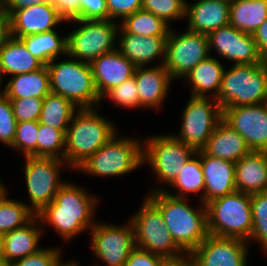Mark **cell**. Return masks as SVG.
<instances>
[{
	"mask_svg": "<svg viewBox=\"0 0 267 266\" xmlns=\"http://www.w3.org/2000/svg\"><path fill=\"white\" fill-rule=\"evenodd\" d=\"M98 199L85 189L65 182L54 200L47 204L39 213L41 226L51 224L56 232L65 240L73 238L84 230H90L95 223L92 219Z\"/></svg>",
	"mask_w": 267,
	"mask_h": 266,
	"instance_id": "6da1fadb",
	"label": "cell"
},
{
	"mask_svg": "<svg viewBox=\"0 0 267 266\" xmlns=\"http://www.w3.org/2000/svg\"><path fill=\"white\" fill-rule=\"evenodd\" d=\"M150 193L147 198L162 213L177 246L184 253H192L209 235L206 205L194 209L187 204V198L169 195L162 188H154Z\"/></svg>",
	"mask_w": 267,
	"mask_h": 266,
	"instance_id": "7a4b0ae2",
	"label": "cell"
},
{
	"mask_svg": "<svg viewBox=\"0 0 267 266\" xmlns=\"http://www.w3.org/2000/svg\"><path fill=\"white\" fill-rule=\"evenodd\" d=\"M65 135L64 161L76 170L117 132L95 108H81L74 113Z\"/></svg>",
	"mask_w": 267,
	"mask_h": 266,
	"instance_id": "3957f363",
	"label": "cell"
},
{
	"mask_svg": "<svg viewBox=\"0 0 267 266\" xmlns=\"http://www.w3.org/2000/svg\"><path fill=\"white\" fill-rule=\"evenodd\" d=\"M205 205L210 235L249 242L253 226L251 194L235 191Z\"/></svg>",
	"mask_w": 267,
	"mask_h": 266,
	"instance_id": "277c9868",
	"label": "cell"
},
{
	"mask_svg": "<svg viewBox=\"0 0 267 266\" xmlns=\"http://www.w3.org/2000/svg\"><path fill=\"white\" fill-rule=\"evenodd\" d=\"M226 107L267 102V70L262 63L233 65L224 69L220 91L215 99Z\"/></svg>",
	"mask_w": 267,
	"mask_h": 266,
	"instance_id": "5b68a950",
	"label": "cell"
},
{
	"mask_svg": "<svg viewBox=\"0 0 267 266\" xmlns=\"http://www.w3.org/2000/svg\"><path fill=\"white\" fill-rule=\"evenodd\" d=\"M46 66L49 71L50 92L70 100L78 109L94 108L100 100L89 63L73 58Z\"/></svg>",
	"mask_w": 267,
	"mask_h": 266,
	"instance_id": "8992f818",
	"label": "cell"
},
{
	"mask_svg": "<svg viewBox=\"0 0 267 266\" xmlns=\"http://www.w3.org/2000/svg\"><path fill=\"white\" fill-rule=\"evenodd\" d=\"M135 138L112 137L76 170L95 176H121L143 163V144Z\"/></svg>",
	"mask_w": 267,
	"mask_h": 266,
	"instance_id": "52a82bcc",
	"label": "cell"
},
{
	"mask_svg": "<svg viewBox=\"0 0 267 266\" xmlns=\"http://www.w3.org/2000/svg\"><path fill=\"white\" fill-rule=\"evenodd\" d=\"M80 27L67 35V55L91 63L102 54L116 49L114 43L120 24L114 20H74ZM115 44V45H114Z\"/></svg>",
	"mask_w": 267,
	"mask_h": 266,
	"instance_id": "ba28073f",
	"label": "cell"
},
{
	"mask_svg": "<svg viewBox=\"0 0 267 266\" xmlns=\"http://www.w3.org/2000/svg\"><path fill=\"white\" fill-rule=\"evenodd\" d=\"M130 221L134 228L136 247L163 258L184 253L173 240L162 213L147 197Z\"/></svg>",
	"mask_w": 267,
	"mask_h": 266,
	"instance_id": "9c48e42d",
	"label": "cell"
},
{
	"mask_svg": "<svg viewBox=\"0 0 267 266\" xmlns=\"http://www.w3.org/2000/svg\"><path fill=\"white\" fill-rule=\"evenodd\" d=\"M141 143L144 146L143 163L148 162L158 180L169 185L176 179L184 164L196 154L192 147L172 135L158 134L147 137Z\"/></svg>",
	"mask_w": 267,
	"mask_h": 266,
	"instance_id": "30bf717a",
	"label": "cell"
},
{
	"mask_svg": "<svg viewBox=\"0 0 267 266\" xmlns=\"http://www.w3.org/2000/svg\"><path fill=\"white\" fill-rule=\"evenodd\" d=\"M213 100L214 102H211L208 97L191 95L182 114L180 134L172 136L195 151L202 150L223 119L222 108L215 99Z\"/></svg>",
	"mask_w": 267,
	"mask_h": 266,
	"instance_id": "8fae6325",
	"label": "cell"
},
{
	"mask_svg": "<svg viewBox=\"0 0 267 266\" xmlns=\"http://www.w3.org/2000/svg\"><path fill=\"white\" fill-rule=\"evenodd\" d=\"M25 159L26 188L31 201L30 210L35 214L50 204L65 183L59 178L62 165L67 163L57 158L27 156Z\"/></svg>",
	"mask_w": 267,
	"mask_h": 266,
	"instance_id": "7c38bea8",
	"label": "cell"
},
{
	"mask_svg": "<svg viewBox=\"0 0 267 266\" xmlns=\"http://www.w3.org/2000/svg\"><path fill=\"white\" fill-rule=\"evenodd\" d=\"M206 34L186 30L178 34L170 30L166 40L164 67L172 79L184 78L202 60L210 56Z\"/></svg>",
	"mask_w": 267,
	"mask_h": 266,
	"instance_id": "4fadbf2b",
	"label": "cell"
},
{
	"mask_svg": "<svg viewBox=\"0 0 267 266\" xmlns=\"http://www.w3.org/2000/svg\"><path fill=\"white\" fill-rule=\"evenodd\" d=\"M90 232L94 255L106 266H124L136 247L131 221L124 226L96 222Z\"/></svg>",
	"mask_w": 267,
	"mask_h": 266,
	"instance_id": "5bb4252c",
	"label": "cell"
},
{
	"mask_svg": "<svg viewBox=\"0 0 267 266\" xmlns=\"http://www.w3.org/2000/svg\"><path fill=\"white\" fill-rule=\"evenodd\" d=\"M223 120L245 139L251 151L267 152V102L226 107Z\"/></svg>",
	"mask_w": 267,
	"mask_h": 266,
	"instance_id": "9a60e30c",
	"label": "cell"
},
{
	"mask_svg": "<svg viewBox=\"0 0 267 266\" xmlns=\"http://www.w3.org/2000/svg\"><path fill=\"white\" fill-rule=\"evenodd\" d=\"M209 50L215 48L219 56L234 61V65L262 63L253 34L244 33L232 25L220 27L208 35Z\"/></svg>",
	"mask_w": 267,
	"mask_h": 266,
	"instance_id": "2e32d148",
	"label": "cell"
},
{
	"mask_svg": "<svg viewBox=\"0 0 267 266\" xmlns=\"http://www.w3.org/2000/svg\"><path fill=\"white\" fill-rule=\"evenodd\" d=\"M248 242L240 238H207L192 252L198 266H247Z\"/></svg>",
	"mask_w": 267,
	"mask_h": 266,
	"instance_id": "e0dca14e",
	"label": "cell"
},
{
	"mask_svg": "<svg viewBox=\"0 0 267 266\" xmlns=\"http://www.w3.org/2000/svg\"><path fill=\"white\" fill-rule=\"evenodd\" d=\"M11 36L26 37L55 30V25L64 23L51 3L29 6L16 10L10 17Z\"/></svg>",
	"mask_w": 267,
	"mask_h": 266,
	"instance_id": "ac0fdd59",
	"label": "cell"
},
{
	"mask_svg": "<svg viewBox=\"0 0 267 266\" xmlns=\"http://www.w3.org/2000/svg\"><path fill=\"white\" fill-rule=\"evenodd\" d=\"M90 66L100 98L112 87L120 85L134 76L136 69V66L124 57L117 48L96 58L90 63Z\"/></svg>",
	"mask_w": 267,
	"mask_h": 266,
	"instance_id": "d6986e66",
	"label": "cell"
},
{
	"mask_svg": "<svg viewBox=\"0 0 267 266\" xmlns=\"http://www.w3.org/2000/svg\"><path fill=\"white\" fill-rule=\"evenodd\" d=\"M200 161L205 181L204 204L237 191L234 162L206 155L202 150Z\"/></svg>",
	"mask_w": 267,
	"mask_h": 266,
	"instance_id": "ffe728a7",
	"label": "cell"
},
{
	"mask_svg": "<svg viewBox=\"0 0 267 266\" xmlns=\"http://www.w3.org/2000/svg\"><path fill=\"white\" fill-rule=\"evenodd\" d=\"M185 16L188 30L208 35L229 24L230 3L222 0H198L186 2Z\"/></svg>",
	"mask_w": 267,
	"mask_h": 266,
	"instance_id": "44dd1931",
	"label": "cell"
},
{
	"mask_svg": "<svg viewBox=\"0 0 267 266\" xmlns=\"http://www.w3.org/2000/svg\"><path fill=\"white\" fill-rule=\"evenodd\" d=\"M134 76L139 95V107L160 108L173 80L164 64L136 67Z\"/></svg>",
	"mask_w": 267,
	"mask_h": 266,
	"instance_id": "7402d4cb",
	"label": "cell"
},
{
	"mask_svg": "<svg viewBox=\"0 0 267 266\" xmlns=\"http://www.w3.org/2000/svg\"><path fill=\"white\" fill-rule=\"evenodd\" d=\"M236 190L247 194L267 191V152L251 151L235 163Z\"/></svg>",
	"mask_w": 267,
	"mask_h": 266,
	"instance_id": "603a6c76",
	"label": "cell"
},
{
	"mask_svg": "<svg viewBox=\"0 0 267 266\" xmlns=\"http://www.w3.org/2000/svg\"><path fill=\"white\" fill-rule=\"evenodd\" d=\"M117 49L130 60L136 67H145L150 61L162 57L165 62L167 37L141 36L136 34L121 33Z\"/></svg>",
	"mask_w": 267,
	"mask_h": 266,
	"instance_id": "cb8c5ba5",
	"label": "cell"
},
{
	"mask_svg": "<svg viewBox=\"0 0 267 266\" xmlns=\"http://www.w3.org/2000/svg\"><path fill=\"white\" fill-rule=\"evenodd\" d=\"M202 151L206 155L234 163L251 152L245 139L223 119L214 129Z\"/></svg>",
	"mask_w": 267,
	"mask_h": 266,
	"instance_id": "d4e9b609",
	"label": "cell"
},
{
	"mask_svg": "<svg viewBox=\"0 0 267 266\" xmlns=\"http://www.w3.org/2000/svg\"><path fill=\"white\" fill-rule=\"evenodd\" d=\"M36 220L39 222V227ZM40 224V219L35 215L23 227L1 235L4 259L14 263L16 260L34 254L41 249L38 245L43 234Z\"/></svg>",
	"mask_w": 267,
	"mask_h": 266,
	"instance_id": "484cf974",
	"label": "cell"
},
{
	"mask_svg": "<svg viewBox=\"0 0 267 266\" xmlns=\"http://www.w3.org/2000/svg\"><path fill=\"white\" fill-rule=\"evenodd\" d=\"M223 72L222 63L210 55L184 77L191 85L192 96L207 97L211 91L213 99H216L221 88Z\"/></svg>",
	"mask_w": 267,
	"mask_h": 266,
	"instance_id": "4316f807",
	"label": "cell"
},
{
	"mask_svg": "<svg viewBox=\"0 0 267 266\" xmlns=\"http://www.w3.org/2000/svg\"><path fill=\"white\" fill-rule=\"evenodd\" d=\"M43 66L18 38L11 36L0 50V71L4 75L34 72Z\"/></svg>",
	"mask_w": 267,
	"mask_h": 266,
	"instance_id": "83f0119b",
	"label": "cell"
},
{
	"mask_svg": "<svg viewBox=\"0 0 267 266\" xmlns=\"http://www.w3.org/2000/svg\"><path fill=\"white\" fill-rule=\"evenodd\" d=\"M10 99L44 98L50 93L49 71L46 65L37 71L13 75L6 84Z\"/></svg>",
	"mask_w": 267,
	"mask_h": 266,
	"instance_id": "f1b7e54d",
	"label": "cell"
},
{
	"mask_svg": "<svg viewBox=\"0 0 267 266\" xmlns=\"http://www.w3.org/2000/svg\"><path fill=\"white\" fill-rule=\"evenodd\" d=\"M267 19V0H236L230 3L229 24L253 34Z\"/></svg>",
	"mask_w": 267,
	"mask_h": 266,
	"instance_id": "f546056e",
	"label": "cell"
},
{
	"mask_svg": "<svg viewBox=\"0 0 267 266\" xmlns=\"http://www.w3.org/2000/svg\"><path fill=\"white\" fill-rule=\"evenodd\" d=\"M27 50L44 65L56 60L58 55H67V36H59L55 31L28 35L19 38Z\"/></svg>",
	"mask_w": 267,
	"mask_h": 266,
	"instance_id": "4dcf8cb0",
	"label": "cell"
},
{
	"mask_svg": "<svg viewBox=\"0 0 267 266\" xmlns=\"http://www.w3.org/2000/svg\"><path fill=\"white\" fill-rule=\"evenodd\" d=\"M70 100L50 92L43 98L39 117L41 124L59 129L66 134L74 113L78 110Z\"/></svg>",
	"mask_w": 267,
	"mask_h": 266,
	"instance_id": "1f68e13d",
	"label": "cell"
},
{
	"mask_svg": "<svg viewBox=\"0 0 267 266\" xmlns=\"http://www.w3.org/2000/svg\"><path fill=\"white\" fill-rule=\"evenodd\" d=\"M119 34L168 37L171 27L153 13L140 9L120 21Z\"/></svg>",
	"mask_w": 267,
	"mask_h": 266,
	"instance_id": "d6a6232c",
	"label": "cell"
},
{
	"mask_svg": "<svg viewBox=\"0 0 267 266\" xmlns=\"http://www.w3.org/2000/svg\"><path fill=\"white\" fill-rule=\"evenodd\" d=\"M197 157V158H195ZM171 188H176L178 190V194L169 193L167 190L165 191L169 195L185 198L187 193H197L201 192L202 195L200 197L201 204H204V187L205 181L203 176V170L201 167L200 161V150L196 151V154L184 164L180 173L176 179L170 184Z\"/></svg>",
	"mask_w": 267,
	"mask_h": 266,
	"instance_id": "836d02e7",
	"label": "cell"
},
{
	"mask_svg": "<svg viewBox=\"0 0 267 266\" xmlns=\"http://www.w3.org/2000/svg\"><path fill=\"white\" fill-rule=\"evenodd\" d=\"M7 197L0 203V236L23 227L35 216L30 205Z\"/></svg>",
	"mask_w": 267,
	"mask_h": 266,
	"instance_id": "e575fe53",
	"label": "cell"
},
{
	"mask_svg": "<svg viewBox=\"0 0 267 266\" xmlns=\"http://www.w3.org/2000/svg\"><path fill=\"white\" fill-rule=\"evenodd\" d=\"M37 134V157L64 160L66 135L63 131L39 122Z\"/></svg>",
	"mask_w": 267,
	"mask_h": 266,
	"instance_id": "d590c367",
	"label": "cell"
},
{
	"mask_svg": "<svg viewBox=\"0 0 267 266\" xmlns=\"http://www.w3.org/2000/svg\"><path fill=\"white\" fill-rule=\"evenodd\" d=\"M252 232L250 239L258 241L267 253V191L251 194Z\"/></svg>",
	"mask_w": 267,
	"mask_h": 266,
	"instance_id": "8d00e7d4",
	"label": "cell"
},
{
	"mask_svg": "<svg viewBox=\"0 0 267 266\" xmlns=\"http://www.w3.org/2000/svg\"><path fill=\"white\" fill-rule=\"evenodd\" d=\"M39 121L19 122L11 148L24 153V156L37 157V137Z\"/></svg>",
	"mask_w": 267,
	"mask_h": 266,
	"instance_id": "74e56055",
	"label": "cell"
},
{
	"mask_svg": "<svg viewBox=\"0 0 267 266\" xmlns=\"http://www.w3.org/2000/svg\"><path fill=\"white\" fill-rule=\"evenodd\" d=\"M142 9L163 19L167 24L185 17L186 0H142Z\"/></svg>",
	"mask_w": 267,
	"mask_h": 266,
	"instance_id": "f35d334b",
	"label": "cell"
},
{
	"mask_svg": "<svg viewBox=\"0 0 267 266\" xmlns=\"http://www.w3.org/2000/svg\"><path fill=\"white\" fill-rule=\"evenodd\" d=\"M109 98L115 102L116 105L125 108L139 107V95L136 86L135 76L130 77L120 85L112 87L108 90L101 99Z\"/></svg>",
	"mask_w": 267,
	"mask_h": 266,
	"instance_id": "ab89813d",
	"label": "cell"
},
{
	"mask_svg": "<svg viewBox=\"0 0 267 266\" xmlns=\"http://www.w3.org/2000/svg\"><path fill=\"white\" fill-rule=\"evenodd\" d=\"M16 125L11 100L4 95L0 97V141L8 147L13 144Z\"/></svg>",
	"mask_w": 267,
	"mask_h": 266,
	"instance_id": "60d3db41",
	"label": "cell"
},
{
	"mask_svg": "<svg viewBox=\"0 0 267 266\" xmlns=\"http://www.w3.org/2000/svg\"><path fill=\"white\" fill-rule=\"evenodd\" d=\"M13 109V114L17 123L38 121L42 109V98H21V99H10Z\"/></svg>",
	"mask_w": 267,
	"mask_h": 266,
	"instance_id": "b9f144b4",
	"label": "cell"
},
{
	"mask_svg": "<svg viewBox=\"0 0 267 266\" xmlns=\"http://www.w3.org/2000/svg\"><path fill=\"white\" fill-rule=\"evenodd\" d=\"M62 250L58 248H41L36 253L18 259L13 266H53L61 257Z\"/></svg>",
	"mask_w": 267,
	"mask_h": 266,
	"instance_id": "7bdbcfd3",
	"label": "cell"
},
{
	"mask_svg": "<svg viewBox=\"0 0 267 266\" xmlns=\"http://www.w3.org/2000/svg\"><path fill=\"white\" fill-rule=\"evenodd\" d=\"M80 20H108L106 0H79Z\"/></svg>",
	"mask_w": 267,
	"mask_h": 266,
	"instance_id": "ee69618b",
	"label": "cell"
},
{
	"mask_svg": "<svg viewBox=\"0 0 267 266\" xmlns=\"http://www.w3.org/2000/svg\"><path fill=\"white\" fill-rule=\"evenodd\" d=\"M108 7V20L121 18L142 9V0H106Z\"/></svg>",
	"mask_w": 267,
	"mask_h": 266,
	"instance_id": "f6af8a7d",
	"label": "cell"
},
{
	"mask_svg": "<svg viewBox=\"0 0 267 266\" xmlns=\"http://www.w3.org/2000/svg\"><path fill=\"white\" fill-rule=\"evenodd\" d=\"M164 258L135 247L124 266H162Z\"/></svg>",
	"mask_w": 267,
	"mask_h": 266,
	"instance_id": "bcb514c9",
	"label": "cell"
},
{
	"mask_svg": "<svg viewBox=\"0 0 267 266\" xmlns=\"http://www.w3.org/2000/svg\"><path fill=\"white\" fill-rule=\"evenodd\" d=\"M51 4L66 23L80 20L79 0H52Z\"/></svg>",
	"mask_w": 267,
	"mask_h": 266,
	"instance_id": "7dc6e473",
	"label": "cell"
},
{
	"mask_svg": "<svg viewBox=\"0 0 267 266\" xmlns=\"http://www.w3.org/2000/svg\"><path fill=\"white\" fill-rule=\"evenodd\" d=\"M44 3H52V0H3V12L10 17L16 10Z\"/></svg>",
	"mask_w": 267,
	"mask_h": 266,
	"instance_id": "c3c4849f",
	"label": "cell"
},
{
	"mask_svg": "<svg viewBox=\"0 0 267 266\" xmlns=\"http://www.w3.org/2000/svg\"><path fill=\"white\" fill-rule=\"evenodd\" d=\"M253 37L260 55L267 56V19L253 33Z\"/></svg>",
	"mask_w": 267,
	"mask_h": 266,
	"instance_id": "681fc988",
	"label": "cell"
},
{
	"mask_svg": "<svg viewBox=\"0 0 267 266\" xmlns=\"http://www.w3.org/2000/svg\"><path fill=\"white\" fill-rule=\"evenodd\" d=\"M185 254L183 253L176 257L164 258L162 266H198L192 253Z\"/></svg>",
	"mask_w": 267,
	"mask_h": 266,
	"instance_id": "f907efd6",
	"label": "cell"
},
{
	"mask_svg": "<svg viewBox=\"0 0 267 266\" xmlns=\"http://www.w3.org/2000/svg\"><path fill=\"white\" fill-rule=\"evenodd\" d=\"M11 37L9 17L2 11L0 13V50Z\"/></svg>",
	"mask_w": 267,
	"mask_h": 266,
	"instance_id": "816d5d0a",
	"label": "cell"
},
{
	"mask_svg": "<svg viewBox=\"0 0 267 266\" xmlns=\"http://www.w3.org/2000/svg\"><path fill=\"white\" fill-rule=\"evenodd\" d=\"M53 266H79L77 262H74V261H67V263H63L62 262V259H58L54 264Z\"/></svg>",
	"mask_w": 267,
	"mask_h": 266,
	"instance_id": "f5cc1de1",
	"label": "cell"
},
{
	"mask_svg": "<svg viewBox=\"0 0 267 266\" xmlns=\"http://www.w3.org/2000/svg\"><path fill=\"white\" fill-rule=\"evenodd\" d=\"M8 191L6 190V187L3 183L0 181V203L4 200V198L7 196Z\"/></svg>",
	"mask_w": 267,
	"mask_h": 266,
	"instance_id": "db71d44e",
	"label": "cell"
},
{
	"mask_svg": "<svg viewBox=\"0 0 267 266\" xmlns=\"http://www.w3.org/2000/svg\"><path fill=\"white\" fill-rule=\"evenodd\" d=\"M3 75L4 74L0 71V97L6 95V87H4L3 91H1Z\"/></svg>",
	"mask_w": 267,
	"mask_h": 266,
	"instance_id": "11a10c76",
	"label": "cell"
},
{
	"mask_svg": "<svg viewBox=\"0 0 267 266\" xmlns=\"http://www.w3.org/2000/svg\"><path fill=\"white\" fill-rule=\"evenodd\" d=\"M0 266H13V263L7 261L6 259L0 260Z\"/></svg>",
	"mask_w": 267,
	"mask_h": 266,
	"instance_id": "9f6ffc18",
	"label": "cell"
},
{
	"mask_svg": "<svg viewBox=\"0 0 267 266\" xmlns=\"http://www.w3.org/2000/svg\"><path fill=\"white\" fill-rule=\"evenodd\" d=\"M4 259V254H3V245H2V239L0 236V260Z\"/></svg>",
	"mask_w": 267,
	"mask_h": 266,
	"instance_id": "6f0895ef",
	"label": "cell"
},
{
	"mask_svg": "<svg viewBox=\"0 0 267 266\" xmlns=\"http://www.w3.org/2000/svg\"><path fill=\"white\" fill-rule=\"evenodd\" d=\"M262 62H263L264 66H265V68L267 70V56L263 57V61Z\"/></svg>",
	"mask_w": 267,
	"mask_h": 266,
	"instance_id": "680465c9",
	"label": "cell"
},
{
	"mask_svg": "<svg viewBox=\"0 0 267 266\" xmlns=\"http://www.w3.org/2000/svg\"><path fill=\"white\" fill-rule=\"evenodd\" d=\"M3 11V0H0V13Z\"/></svg>",
	"mask_w": 267,
	"mask_h": 266,
	"instance_id": "91938a15",
	"label": "cell"
},
{
	"mask_svg": "<svg viewBox=\"0 0 267 266\" xmlns=\"http://www.w3.org/2000/svg\"><path fill=\"white\" fill-rule=\"evenodd\" d=\"M222 1H225V2H228V3H232L233 1H236V0H222Z\"/></svg>",
	"mask_w": 267,
	"mask_h": 266,
	"instance_id": "94428289",
	"label": "cell"
}]
</instances>
